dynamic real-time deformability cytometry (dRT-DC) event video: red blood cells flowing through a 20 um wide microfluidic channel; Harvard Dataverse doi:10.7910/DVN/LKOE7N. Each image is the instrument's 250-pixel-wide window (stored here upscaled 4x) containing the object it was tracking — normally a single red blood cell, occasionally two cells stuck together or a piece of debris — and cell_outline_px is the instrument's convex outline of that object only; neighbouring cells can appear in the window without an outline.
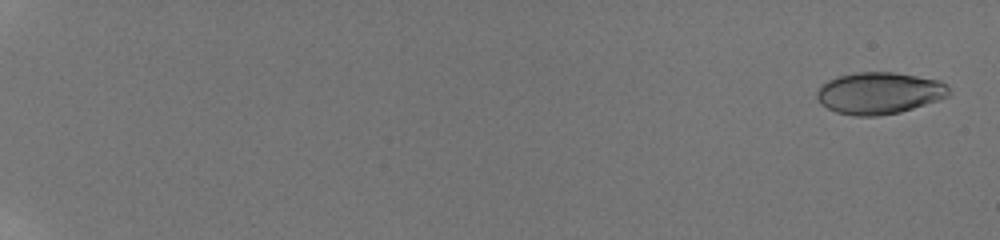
{"species": "human", "species_latin": "Homo sapiens", "temperature_condition": "room temperature", "stored_images_in_passage": 68, "camera_frame_rate_fps": 3000, "um_per_image_px": 0.085, "donor": {"sex": "male"}, "frame": {"image": 1, "passage_image": 2, "time_ms": 0.333, "image_size_px": [1000, 240], "cell_outline_px": [[948, 96], [900, 112], [876, 116], [856, 116], [836, 112], [820, 104], [816, 96], [816, 88], [820, 84], [836, 76], [856, 72], [892, 72], [940, 80], [948, 88]], "centroid_in_image_um": [74.65, 7.9], "position_along_channel_um": 10.4, "area_um2": 32.08}}
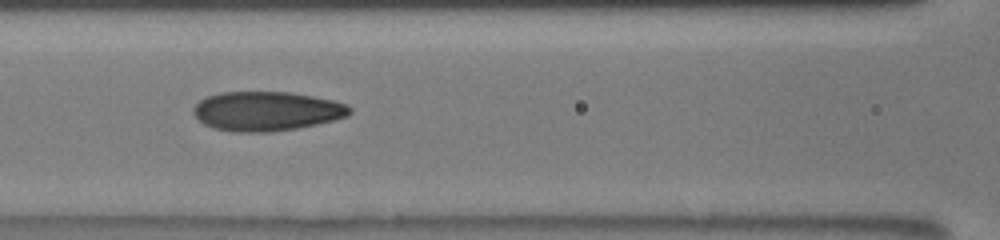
{"frame": {"image": 2, "passage_image": 40, "time_ms": 10.0, "image_size_px": [1000, 240], "cell_outline_px": [[352, 112], [348, 116], [316, 124], [296, 128], [272, 132], [236, 132], [212, 128], [204, 124], [192, 112], [192, 108], [200, 100], [208, 96], [220, 92], [288, 92], [312, 96], [332, 100], [344, 104], [352, 108]], "centroid_in_image_um": [22.63, 9.45], "position_along_channel_um": 144.0, "area_um2": 35.72}}
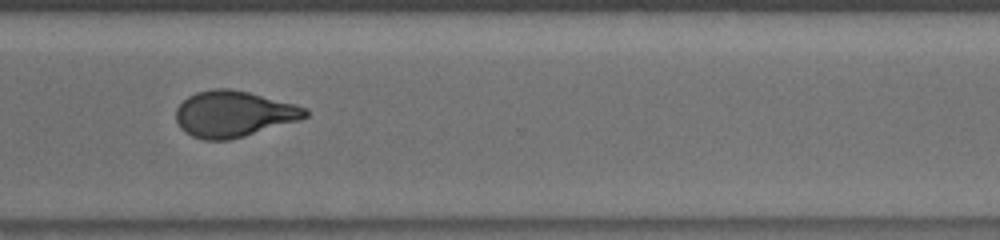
{"frame": {"image": 3, "passage_image": 67, "time_ms": 15.333, "image_size_px": [1000, 240], "cell_outline_px": [[308, 116], [300, 120], [232, 140], [204, 140], [192, 136], [184, 132], [180, 128], [176, 120], [176, 108], [188, 96], [196, 92], [212, 88], [228, 88], [248, 92], [296, 104], [308, 108]], "centroid_in_image_um": [19.86, 9.69], "position_along_channel_um": 350.7, "area_um2": 35.03}}